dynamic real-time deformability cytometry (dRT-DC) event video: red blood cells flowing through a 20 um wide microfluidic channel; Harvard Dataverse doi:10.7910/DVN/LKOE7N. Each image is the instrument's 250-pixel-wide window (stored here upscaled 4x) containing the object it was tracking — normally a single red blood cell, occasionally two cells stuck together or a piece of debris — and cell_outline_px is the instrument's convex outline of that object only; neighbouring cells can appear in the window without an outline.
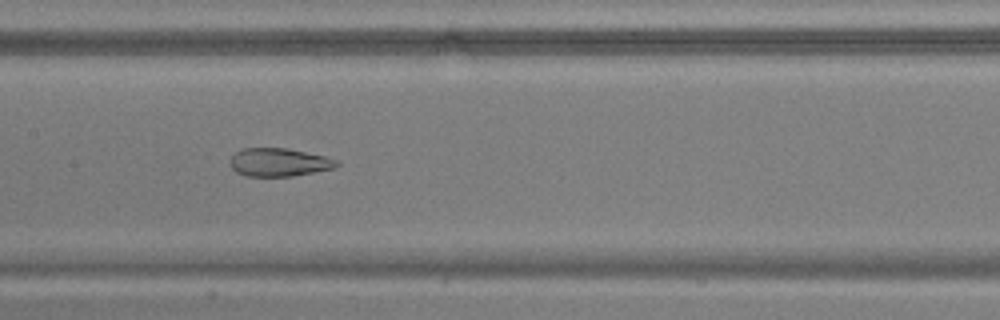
{"species": "common noctule bat (a hibernating species)", "species_latin": "Nyctalus noctula", "temperature_condition": "warm", "stored_images_in_passage": 54, "camera_frame_rate_fps": 3000, "um_per_image_px": 0.085, "animal": {"sex": "male", "body_mass_g": 17.9, "forearm_length_mm": 54.2}, "frame": {"image": 1, "passage_image": 27, "time_ms": 8.667, "image_size_px": [1000, 320], "cell_outline_px": [[340, 164], [336, 168], [292, 176], [244, 176], [236, 172], [232, 168], [228, 160], [236, 152], [244, 148], [288, 148], [324, 156], [336, 160]], "centroid_in_image_um": [23.69, 13.8], "position_along_channel_um": 183.7, "area_um2": 17.57}}
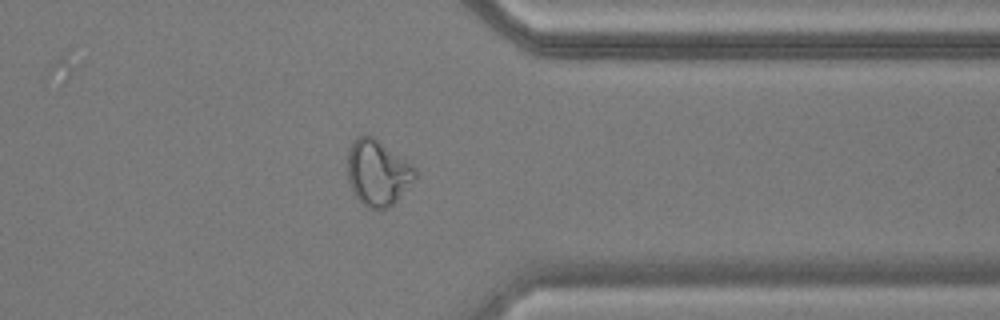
{"frame": {"image": 2, "passage_image": 43, "time_ms": 14.0, "image_size_px": [1000, 320], "cell_outline_px": [[416, 176], [396, 200], [388, 208], [380, 212], [368, 208], [352, 192], [348, 180], [348, 148], [352, 140], [356, 136], [372, 136], [412, 164], [416, 168]], "centroid_in_image_um": [32.07, 14.69], "position_along_channel_um": 379.3, "area_um2": 25.78}}
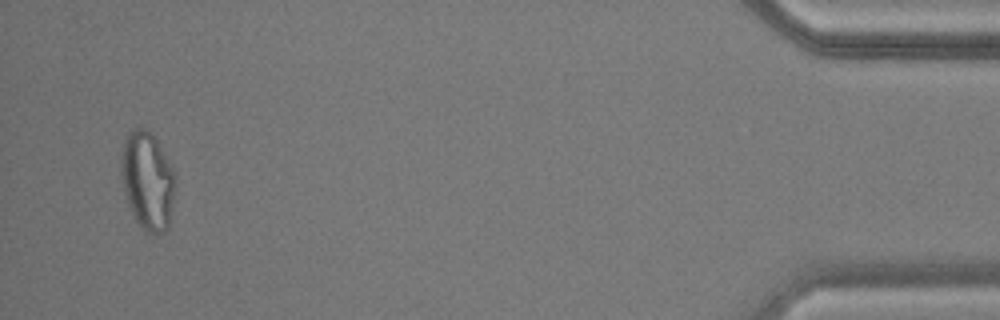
{"frame": {"image": 3, "passage_image": 52, "time_ms": 17.0, "image_size_px": [1000, 320], "cell_outline_px": [[176, 180], [168, 228], [164, 232], [148, 232], [136, 220], [128, 204], [124, 192], [120, 172], [120, 156], [124, 140], [128, 132], [136, 128], [144, 128], [152, 132]], "centroid_in_image_um": [12.49, 15.33], "position_along_channel_um": 422.7, "area_um2": 30.4}, "authors_computed_cell_mechanics": {"area_um2": 25.432, "velocity_mm_per_s": 3.7657, "shape_relaxation_time_tau1_ms": null, "shape_relaxation_time_tau2_ms": 1.4718, "deformation_change_tau1": null, "deformation_change_tau2": 0.0839}}